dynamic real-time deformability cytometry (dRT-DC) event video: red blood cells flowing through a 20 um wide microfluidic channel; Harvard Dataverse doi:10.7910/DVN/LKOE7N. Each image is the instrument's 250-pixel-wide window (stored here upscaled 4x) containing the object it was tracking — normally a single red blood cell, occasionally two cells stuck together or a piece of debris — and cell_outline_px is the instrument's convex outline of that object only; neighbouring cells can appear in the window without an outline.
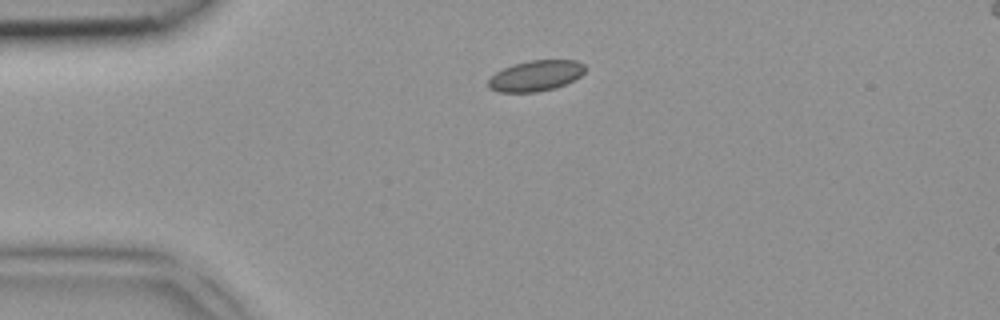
{"species": "common noctule bat (a hibernating species)", "species_latin": "Nyctalus noctula", "temperature_condition": "room temperature", "stored_images_in_passage": 3, "camera_frame_rate_fps": 3000, "um_per_image_px": 0.085, "animal": {"sex": "female", "body_mass_g": 18.4}, "frame": {"image": 1, "passage_image": 3, "time_ms": 0.667, "image_size_px": [1000, 320], "cell_outline_px": [[584, 72], [580, 76], [556, 88], [536, 92], [500, 92], [488, 88], [488, 80], [496, 72], [512, 64], [532, 60], [576, 60], [584, 64]], "centroid_in_image_um": [45.52, 6.44], "position_along_channel_um": 39.5, "area_um2": 17.22}}